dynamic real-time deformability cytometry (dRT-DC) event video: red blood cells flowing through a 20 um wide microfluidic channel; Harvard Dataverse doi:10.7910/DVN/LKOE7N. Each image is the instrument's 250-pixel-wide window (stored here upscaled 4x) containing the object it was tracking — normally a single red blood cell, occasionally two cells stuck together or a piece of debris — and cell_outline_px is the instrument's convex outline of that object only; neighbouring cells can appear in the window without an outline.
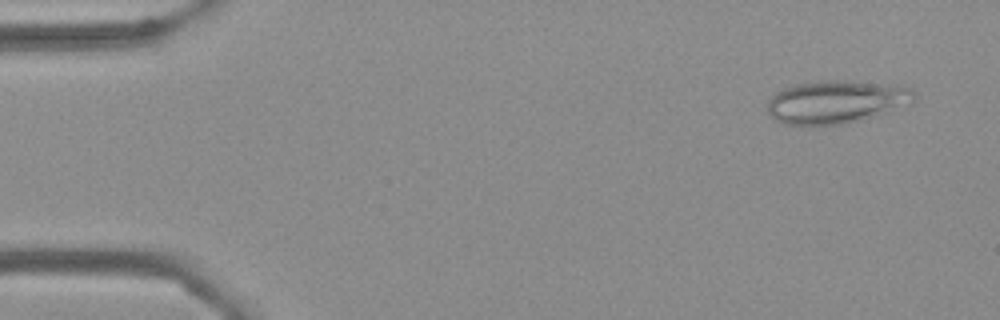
{"species": "Egyptian fruit bat (a non-hibernating species)", "species_latin": "Rousettus aegyptiacus", "temperature_condition": "cold", "stored_images_in_passage": 54, "camera_frame_rate_fps": 3000, "um_per_image_px": 0.085, "frame": {"image": 1, "passage_image": 3, "time_ms": 0.667, "image_size_px": [1000, 320], "cell_outline_px": [[916, 96], [912, 104], [844, 124], [784, 124], [776, 120], [768, 112], [768, 100], [776, 92], [784, 88], [796, 84], [816, 80], [836, 80], [912, 88]], "centroid_in_image_um": [71.04, 8.65], "position_along_channel_um": 14.0, "area_um2": 36.01}}
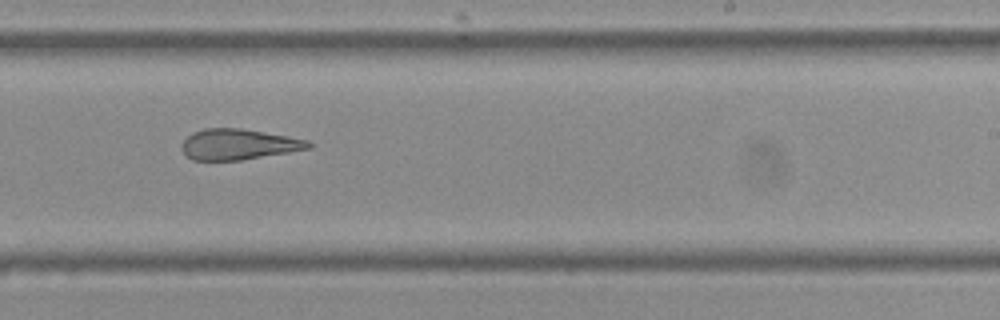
{"frame": {"image": 2, "passage_image": 33, "time_ms": 10.667, "image_size_px": [1000, 320], "cell_outline_px": [[312, 148], [240, 160], [192, 160], [184, 156], [180, 148], [180, 144], [192, 132], [204, 128], [240, 128], [288, 136], [308, 140], [312, 144]], "centroid_in_image_um": [20.22, 12.27], "position_along_channel_um": 268.8, "area_um2": 22.77}}
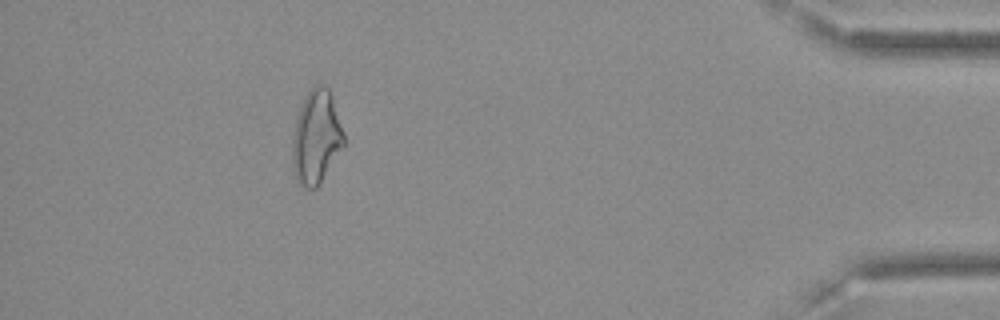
{"frame": {"image": 3, "passage_image": 49, "time_ms": 16.0, "image_size_px": [1000, 320], "cell_outline_px": [[344, 148], [320, 184], [316, 188], [308, 188], [300, 184], [296, 180], [292, 168], [292, 140], [296, 120], [300, 108], [308, 92], [316, 84], [320, 84], [328, 88], [332, 96], [344, 132]], "centroid_in_image_um": [26.89, 11.7], "position_along_channel_um": 408.3, "area_um2": 28.21}, "authors_computed_cell_mechanics": {"area_um2": 26.0678, "velocity_mm_per_s": 3.6313, "shape_relaxation_time_tau1_ms": null, "shape_relaxation_time_tau2_ms": 2.8451, "deformation_change_tau1": null, "deformation_change_tau2": 0.1289}}